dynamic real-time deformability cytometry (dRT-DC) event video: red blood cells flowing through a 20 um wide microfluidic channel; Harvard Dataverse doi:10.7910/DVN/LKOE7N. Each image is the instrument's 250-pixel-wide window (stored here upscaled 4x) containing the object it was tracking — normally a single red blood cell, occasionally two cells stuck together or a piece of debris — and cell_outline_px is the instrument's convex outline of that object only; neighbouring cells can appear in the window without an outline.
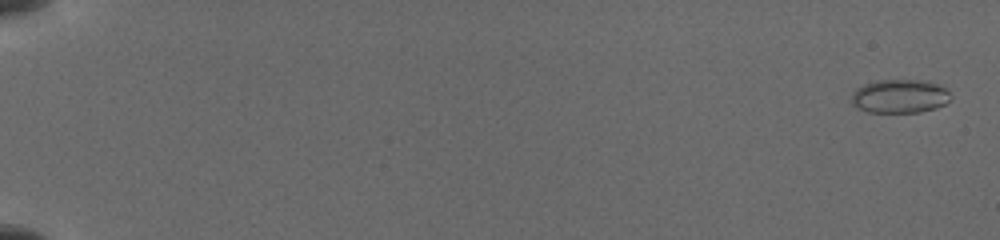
{"species": "common noctule bat (a hibernating species)", "species_latin": "Nyctalus noctula", "temperature_condition": "cold", "stored_images_in_passage": 74, "camera_frame_rate_fps": 3000, "um_per_image_px": 0.085, "animal": {"sex": "female", "body_mass_g": 19.5, "forearm_length_mm": 54.1}, "frame": {"image": 1, "passage_image": 2, "time_ms": 0.333, "image_size_px": [1000, 240], "cell_outline_px": [[952, 96], [944, 104], [936, 108], [920, 112], [868, 112], [852, 104], [852, 92], [856, 88], [864, 84], [880, 80], [916, 80], [936, 84], [944, 88]], "centroid_in_image_um": [76.45, 8.19], "position_along_channel_um": 8.5, "area_um2": 19.19}}
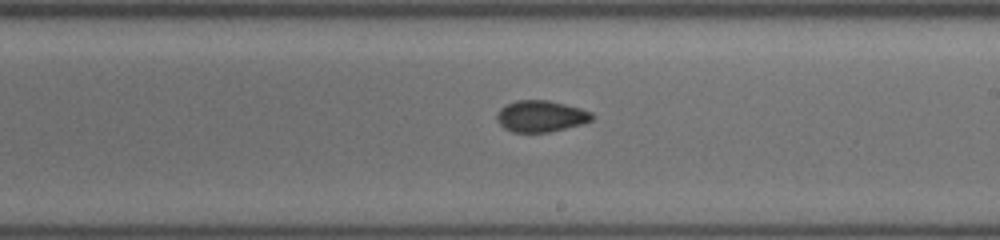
{"frame": {"image": 2, "passage_image": 55, "time_ms": 11.333, "image_size_px": [1000, 240], "cell_outline_px": [[596, 116], [592, 120], [580, 124], [548, 132], [512, 132], [504, 128], [500, 124], [496, 116], [508, 104], [516, 100], [548, 100], [580, 108], [592, 112]], "centroid_in_image_um": [46.01, 9.88], "position_along_channel_um": 243.0, "area_um2": 17.11}}
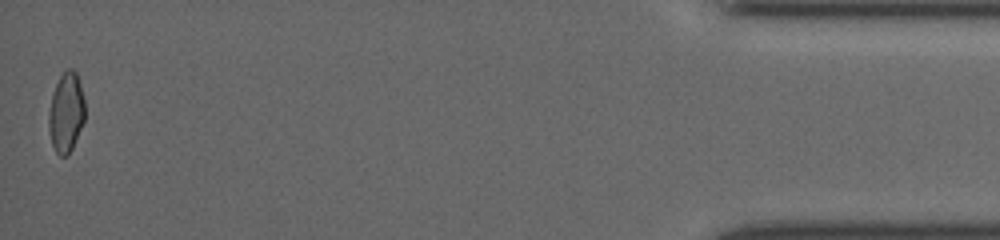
{"frame": {"image": 3, "passage_image": 74, "time_ms": 18.0, "image_size_px": [1000, 240], "cell_outline_px": [[84, 120], [72, 148], [68, 156], [60, 156], [56, 152], [52, 144], [48, 128], [48, 112], [52, 96], [56, 84], [60, 76], [68, 68], [72, 68], [76, 72], [80, 84], [84, 100]], "centroid_in_image_um": [5.61, 9.57], "position_along_channel_um": 429.6, "area_um2": 16.7}}